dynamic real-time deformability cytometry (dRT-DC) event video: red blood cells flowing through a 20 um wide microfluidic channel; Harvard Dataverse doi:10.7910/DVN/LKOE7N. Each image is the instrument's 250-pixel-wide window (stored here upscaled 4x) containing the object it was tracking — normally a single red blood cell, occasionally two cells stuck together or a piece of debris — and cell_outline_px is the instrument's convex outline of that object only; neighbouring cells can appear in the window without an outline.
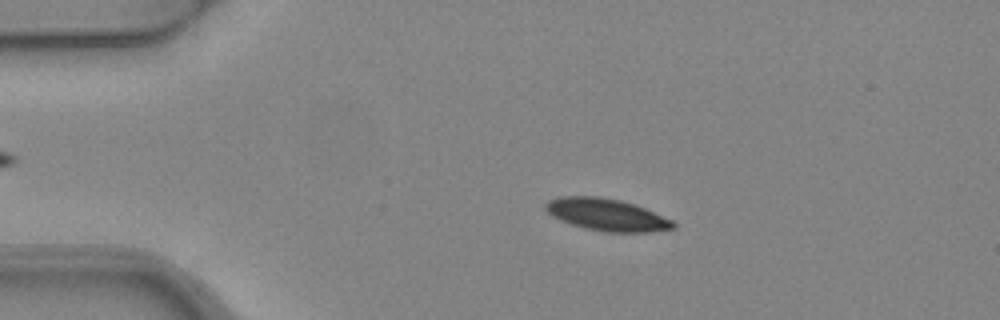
{"species": "common noctule bat (a hibernating species)", "species_latin": "Nyctalus noctula", "temperature_condition": "warm", "stored_images_in_passage": 4, "camera_frame_rate_fps": 3000, "um_per_image_px": 0.085, "animal": {"sex": "female", "body_mass_g": 24.6, "forearm_length_mm": 56.2}, "frame": {"image": 1, "passage_image": 2, "time_ms": 0.333, "image_size_px": [1000, 320], "cell_outline_px": [[676, 228], [652, 232], [604, 232], [584, 228], [560, 220], [552, 216], [544, 208], [544, 204], [548, 200], [560, 196], [596, 196], [620, 200], [644, 208], [672, 220], [676, 224]], "centroid_in_image_um": [51.55, 18.25], "position_along_channel_um": 33.5, "area_um2": 23.87}}
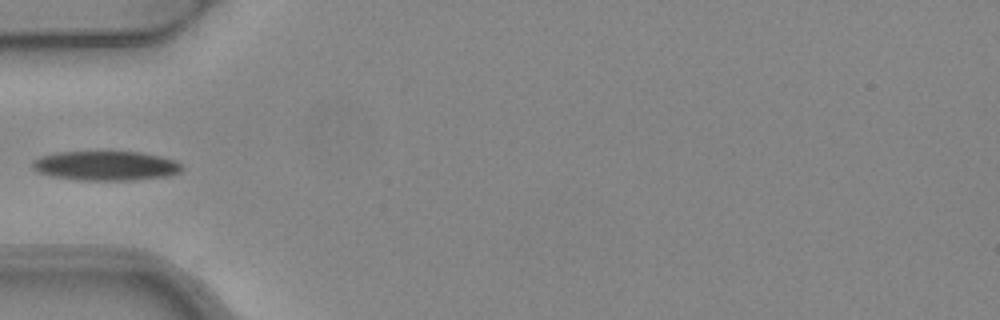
{"frame": {"image": 2, "passage_image": 4, "time_ms": 1.0, "image_size_px": [1000, 320], "cell_outline_px": [[184, 168], [180, 172], [168, 176], [136, 180], [80, 180], [52, 176], [36, 172], [32, 168], [32, 160], [40, 156], [56, 152], [140, 152], [160, 156], [176, 160]], "centroid_in_image_um": [8.98, 14.09], "position_along_channel_um": 76.0, "area_um2": 25.84}}